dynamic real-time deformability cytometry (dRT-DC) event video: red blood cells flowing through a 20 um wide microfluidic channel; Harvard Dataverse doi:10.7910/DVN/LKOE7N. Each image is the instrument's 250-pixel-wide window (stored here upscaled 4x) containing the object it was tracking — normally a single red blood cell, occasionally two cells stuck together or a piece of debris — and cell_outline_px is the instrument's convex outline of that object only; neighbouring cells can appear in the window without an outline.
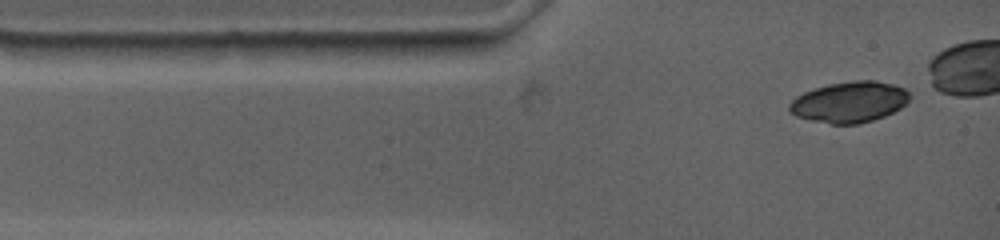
{"species": "common noctule bat (a hibernating species)", "species_latin": "Nyctalus noctula", "temperature_condition": "warm", "stored_images_in_passage": 33, "camera_frame_rate_fps": 4500, "um_per_image_px": 0.085, "animal": {"sex": "female", "body_mass_g": 19.0, "forearm_length_mm": 53.3}, "frame": {"image": 1, "passage_image": 1, "time_ms": 0.0, "image_size_px": [1000, 240], "cell_outline_px": [[912, 96], [900, 108], [884, 116], [872, 120], [856, 124], [832, 124], [812, 120], [796, 116], [788, 108], [788, 104], [796, 96], [804, 92], [828, 84], [852, 80], [876, 80], [892, 84], [904, 88]], "centroid_in_image_um": [72.2, 8.66], "position_along_channel_um": 12.8, "area_um2": 28.55}}
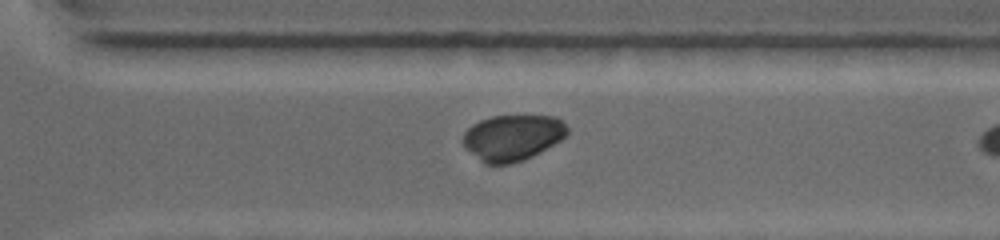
{"frame": {"image": 2, "passage_image": 26, "time_ms": 9.333, "image_size_px": [1000, 240], "cell_outline_px": [[568, 132], [560, 140], [532, 156], [524, 160], [508, 164], [484, 164], [464, 144], [464, 132], [472, 124], [480, 120], [492, 116], [552, 116], [560, 120], [568, 128]], "centroid_in_image_um": [43.56, 11.69], "position_along_channel_um": 327.0, "area_um2": 27.4}}
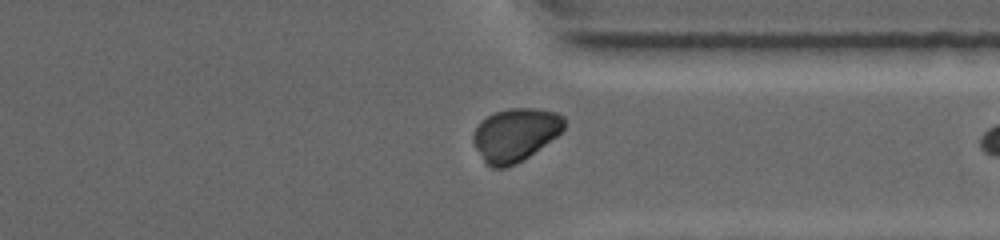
{"frame": {"image": 3, "passage_image": 29, "time_ms": 10.444, "image_size_px": [1000, 240], "cell_outline_px": [[564, 128], [556, 136], [524, 160], [516, 164], [504, 168], [492, 168], [484, 160], [476, 148], [472, 140], [472, 136], [480, 120], [496, 112], [508, 108], [536, 108], [556, 112], [564, 116]], "centroid_in_image_um": [43.8, 11.44], "position_along_channel_um": 367.6, "area_um2": 28.03}}